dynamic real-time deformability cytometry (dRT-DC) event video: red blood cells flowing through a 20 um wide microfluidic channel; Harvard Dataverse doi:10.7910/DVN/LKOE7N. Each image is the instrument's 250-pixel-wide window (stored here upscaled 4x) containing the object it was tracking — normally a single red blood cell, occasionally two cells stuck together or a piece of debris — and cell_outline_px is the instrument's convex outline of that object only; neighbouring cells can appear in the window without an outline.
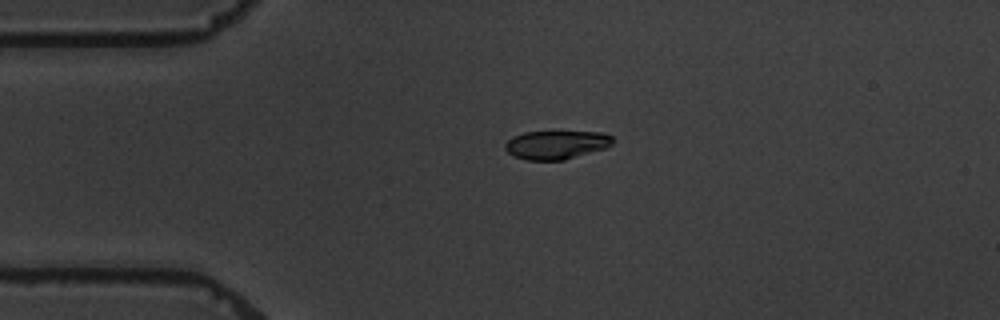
{"species": "common noctule bat (a hibernating species)", "species_latin": "Nyctalus noctula", "temperature_condition": "warm", "stored_images_in_passage": 2, "camera_frame_rate_fps": 3000, "um_per_image_px": 0.085, "animal": {"sex": "male", "body_mass_g": 19.5, "forearm_length_mm": 54.6}, "frame": {"image": 1, "passage_image": 1, "time_ms": 0.0, "image_size_px": [1000, 320], "cell_outline_px": [[612, 144], [604, 148], [564, 160], [528, 160], [512, 156], [504, 148], [504, 144], [512, 136], [524, 132], [600, 132], [612, 136]], "centroid_in_image_um": [47.23, 12.31], "position_along_channel_um": 37.8, "area_um2": 17.8}}